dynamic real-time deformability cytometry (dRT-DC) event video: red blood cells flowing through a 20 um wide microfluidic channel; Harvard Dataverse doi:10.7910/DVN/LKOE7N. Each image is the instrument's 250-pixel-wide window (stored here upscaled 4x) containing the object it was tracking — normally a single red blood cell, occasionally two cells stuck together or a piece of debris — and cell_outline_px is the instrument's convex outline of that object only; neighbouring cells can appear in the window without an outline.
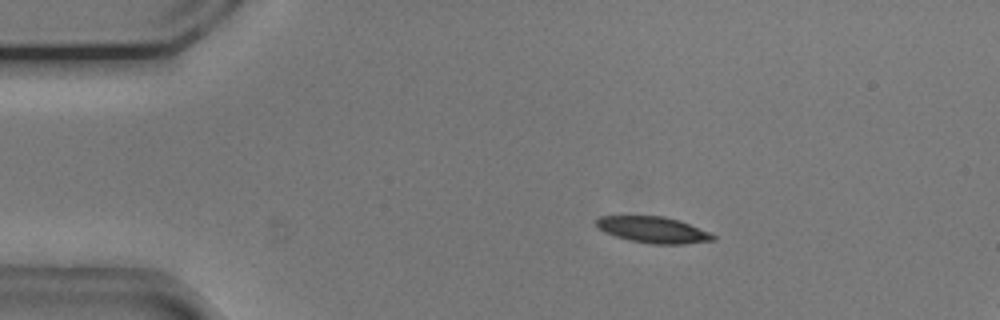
{"species": "common noctule bat (a hibernating species)", "species_latin": "Nyctalus noctula", "temperature_condition": "cold", "stored_images_in_passage": 14, "camera_frame_rate_fps": 3000, "um_per_image_px": 0.085, "animal": {"sex": "male", "body_mass_g": 20.5, "forearm_length_mm": 52.5}, "frame": {"image": 1, "passage_image": 7, "time_ms": 2.0, "image_size_px": [1000, 320], "cell_outline_px": [[716, 240], [684, 244], [652, 244], [632, 240], [616, 236], [604, 232], [596, 224], [596, 220], [600, 216], [664, 216], [680, 220], [708, 232], [716, 236]], "centroid_in_image_um": [55.55, 19.53], "position_along_channel_um": 29.5, "area_um2": 17.69}}